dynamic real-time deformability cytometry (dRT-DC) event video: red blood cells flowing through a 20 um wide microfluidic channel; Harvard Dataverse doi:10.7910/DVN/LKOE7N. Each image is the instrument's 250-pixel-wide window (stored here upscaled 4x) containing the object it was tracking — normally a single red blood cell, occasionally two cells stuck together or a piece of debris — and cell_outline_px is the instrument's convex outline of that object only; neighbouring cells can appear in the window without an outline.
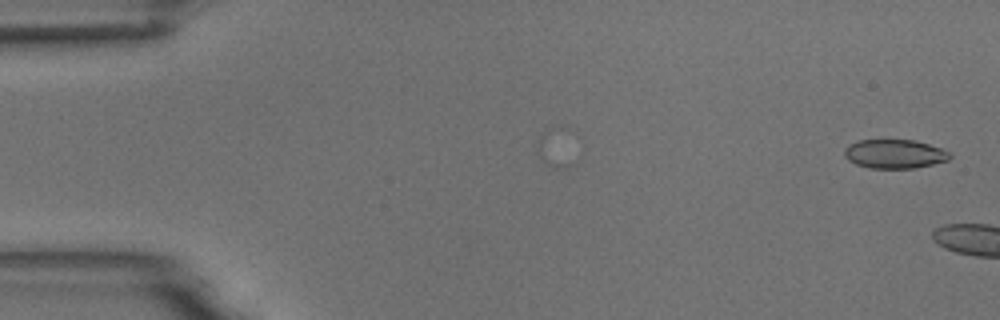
{"species": "common noctule bat (a hibernating species)", "species_latin": "Nyctalus noctula", "temperature_condition": "room temperature", "stored_images_in_passage": 3, "camera_frame_rate_fps": 3000, "um_per_image_px": 0.085, "animal": {"sex": "male", "body_mass_g": 18.8}, "frame": {"image": 1, "passage_image": 1, "time_ms": 0.0, "image_size_px": [1000, 320], "cell_outline_px": [[952, 156], [948, 160], [916, 168], [868, 168], [856, 164], [848, 160], [844, 156], [844, 148], [848, 144], [860, 140], [916, 140], [940, 148], [948, 152]], "centroid_in_image_um": [76.01, 13.08], "position_along_channel_um": 9.0, "area_um2": 17.8}}